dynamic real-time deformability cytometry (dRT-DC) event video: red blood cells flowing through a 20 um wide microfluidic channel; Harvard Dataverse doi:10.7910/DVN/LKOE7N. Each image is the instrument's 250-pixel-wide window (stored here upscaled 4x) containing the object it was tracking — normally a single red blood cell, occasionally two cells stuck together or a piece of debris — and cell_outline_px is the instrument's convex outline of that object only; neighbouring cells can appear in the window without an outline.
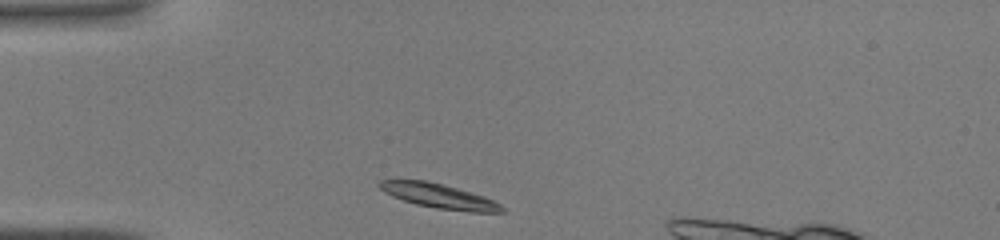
{"species": "common noctule bat (a hibernating species)", "species_latin": "Nyctalus noctula", "temperature_condition": "warm", "stored_images_in_passage": 27, "camera_frame_rate_fps": 3000, "um_per_image_px": 0.085, "animal": {"sex": "male", "body_mass_g": 19.0, "forearm_length_mm": 50.8}, "frame": {"image": 1, "passage_image": 1, "time_ms": 0.0, "image_size_px": [1000, 240], "cell_outline_px": [[504, 212], [472, 212], [436, 208], [416, 204], [392, 196], [384, 192], [376, 184], [380, 180], [424, 180], [456, 188], [484, 196], [500, 204], [504, 208]], "centroid_in_image_um": [37.29, 16.66], "position_along_channel_um": 47.7, "area_um2": 17.22}}
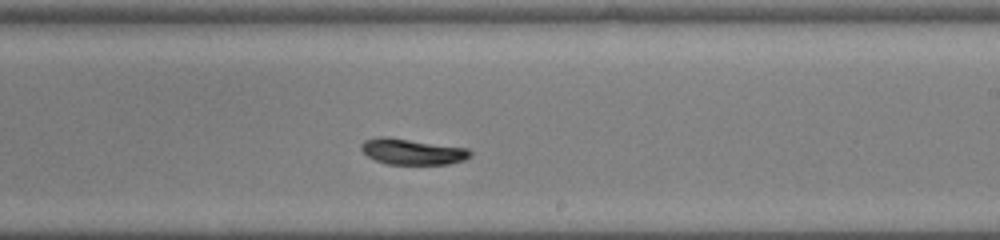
{"frame": {"image": 2, "passage_image": 16, "time_ms": 5.0, "image_size_px": [1000, 240], "cell_outline_px": [[472, 156], [464, 160], [448, 164], [388, 164], [376, 160], [368, 156], [360, 148], [360, 144], [364, 140], [380, 136], [388, 136], [468, 148], [472, 152]], "centroid_in_image_um": [35.05, 12.87], "position_along_channel_um": 253.9, "area_um2": 16.59}}
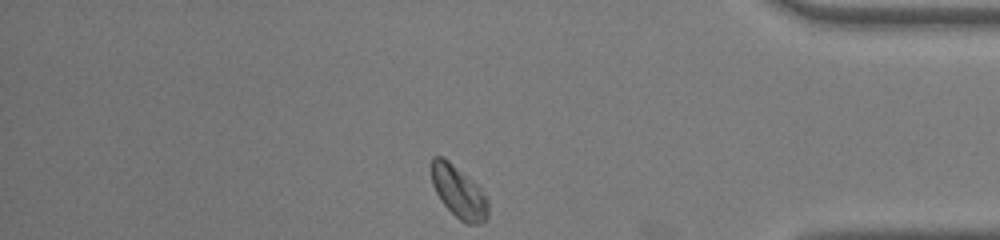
{"frame": {"image": 3, "passage_image": 27, "time_ms": 8.667, "image_size_px": [1000, 240], "cell_outline_px": [[488, 216], [484, 220], [476, 224], [468, 224], [460, 220], [440, 200], [432, 184], [432, 156], [444, 156], [468, 176], [480, 188], [488, 200]], "centroid_in_image_um": [38.99, 16.29], "position_along_channel_um": 396.2, "area_um2": 17.05}}